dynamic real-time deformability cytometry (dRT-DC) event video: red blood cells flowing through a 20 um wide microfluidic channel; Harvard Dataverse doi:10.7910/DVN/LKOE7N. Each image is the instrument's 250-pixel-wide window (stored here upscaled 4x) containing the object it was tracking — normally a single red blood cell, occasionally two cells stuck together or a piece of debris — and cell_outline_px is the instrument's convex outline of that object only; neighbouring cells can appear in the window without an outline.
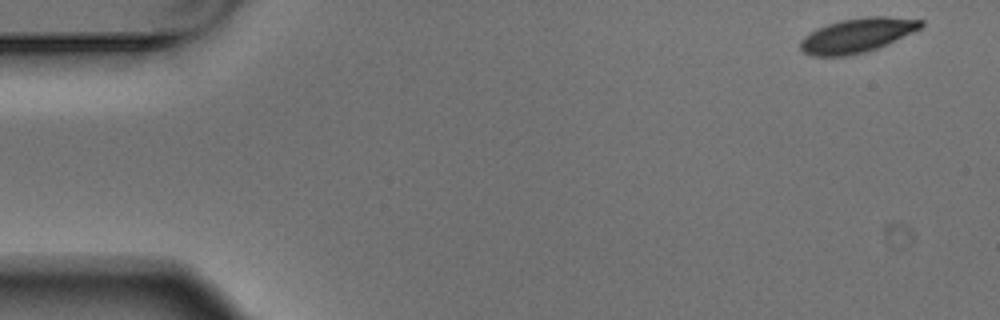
{"species": "Egyptian fruit bat (a non-hibernating species)", "species_latin": "Rousettus aegyptiacus", "temperature_condition": "warm", "stored_images_in_passage": 4, "camera_frame_rate_fps": 3000, "um_per_image_px": 0.085, "animal": {"sex": "male"}, "frame": {"image": 1, "passage_image": 1, "time_ms": 0.0, "image_size_px": [1000, 320], "cell_outline_px": [[924, 24], [920, 28], [912, 32], [876, 48], [864, 52], [848, 56], [812, 56], [804, 52], [800, 48], [800, 40], [804, 36], [828, 24], [840, 20], [868, 16], [888, 16], [924, 20]], "centroid_in_image_um": [72.85, 3.0], "position_along_channel_um": 12.2, "area_um2": 23.76}}
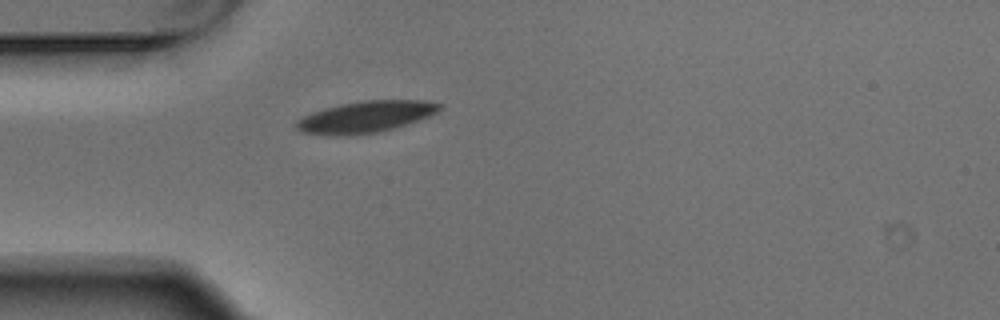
{"frame": {"image": 2, "passage_image": 4, "time_ms": 1.0, "image_size_px": [1000, 320], "cell_outline_px": [[440, 108], [436, 112], [428, 116], [392, 128], [376, 132], [300, 132], [296, 128], [296, 120], [312, 112], [324, 108], [340, 104], [360, 100], [428, 100], [440, 104]], "centroid_in_image_um": [31.12, 9.85], "position_along_channel_um": 53.9, "area_um2": 24.85}}